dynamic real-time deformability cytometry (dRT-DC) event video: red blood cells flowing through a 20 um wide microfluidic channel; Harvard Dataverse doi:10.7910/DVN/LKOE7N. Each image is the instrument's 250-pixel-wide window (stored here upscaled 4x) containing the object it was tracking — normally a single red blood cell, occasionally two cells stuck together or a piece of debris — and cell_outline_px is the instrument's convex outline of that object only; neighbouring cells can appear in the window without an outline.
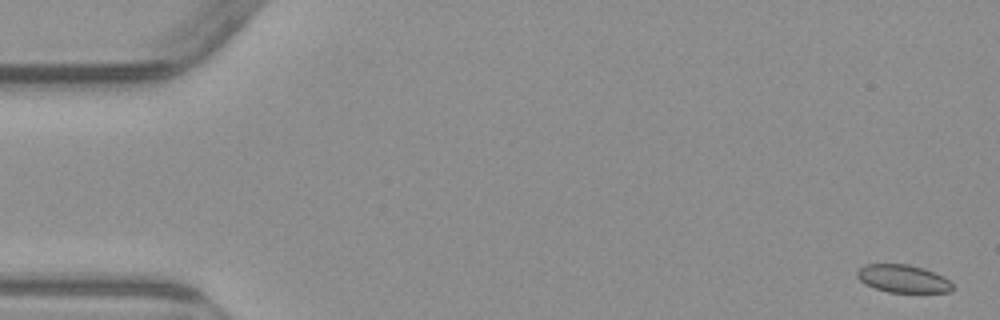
{"species": "common noctule bat (a hibernating species)", "species_latin": "Nyctalus noctula", "temperature_condition": "warm", "stored_images_in_passage": 5, "camera_frame_rate_fps": 3000, "um_per_image_px": 0.085, "animal": {"sex": "male", "body_mass_g": 23.1, "forearm_length_mm": 52.7}, "frame": {"image": 1, "passage_image": 1, "time_ms": 0.0, "image_size_px": [1000, 320], "cell_outline_px": [[952, 288], [948, 292], [888, 292], [876, 288], [860, 280], [856, 276], [856, 272], [864, 264], [908, 264], [924, 268], [944, 276], [952, 284]], "centroid_in_image_um": [76.75, 23.67], "position_along_channel_um": 8.2, "area_um2": 15.32}}
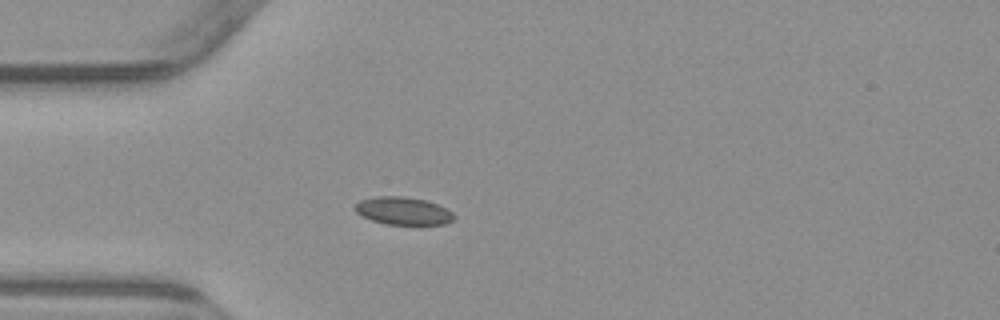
{"frame": {"image": 2, "passage_image": 5, "time_ms": 4.667, "image_size_px": [1000, 320], "cell_outline_px": [[456, 216], [452, 220], [444, 224], [420, 228], [384, 224], [360, 216], [352, 208], [360, 200], [376, 196], [404, 196], [424, 200], [436, 204], [452, 212]], "centroid_in_image_um": [34.27, 17.99], "position_along_channel_um": 50.7, "area_um2": 16.82}}